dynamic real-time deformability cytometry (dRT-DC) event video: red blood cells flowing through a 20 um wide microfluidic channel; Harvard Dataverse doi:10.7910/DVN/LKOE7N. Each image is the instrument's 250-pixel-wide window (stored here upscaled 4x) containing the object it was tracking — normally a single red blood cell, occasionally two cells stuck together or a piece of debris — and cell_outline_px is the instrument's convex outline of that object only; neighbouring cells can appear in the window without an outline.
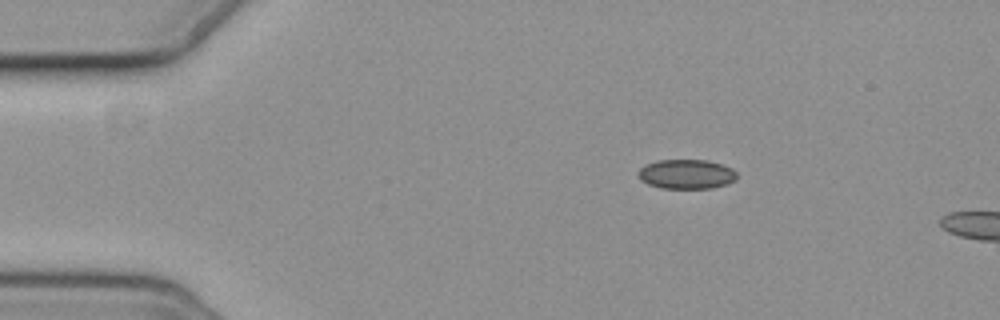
{"species": "common noctule bat (a hibernating species)", "species_latin": "Nyctalus noctula", "temperature_condition": "cold", "stored_images_in_passage": 3, "camera_frame_rate_fps": 3000, "um_per_image_px": 0.085, "animal": {"sex": "female", "body_mass_g": 19.3, "forearm_length_mm": 54.1}, "frame": {"image": 1, "passage_image": 2, "time_ms": 1.0, "image_size_px": [1000, 320], "cell_outline_px": [[736, 180], [728, 184], [712, 188], [660, 188], [648, 184], [640, 180], [636, 172], [640, 168], [656, 160], [708, 160], [724, 164], [732, 168], [736, 172]], "centroid_in_image_um": [58.36, 14.8], "position_along_channel_um": 26.6, "area_um2": 17.17}}